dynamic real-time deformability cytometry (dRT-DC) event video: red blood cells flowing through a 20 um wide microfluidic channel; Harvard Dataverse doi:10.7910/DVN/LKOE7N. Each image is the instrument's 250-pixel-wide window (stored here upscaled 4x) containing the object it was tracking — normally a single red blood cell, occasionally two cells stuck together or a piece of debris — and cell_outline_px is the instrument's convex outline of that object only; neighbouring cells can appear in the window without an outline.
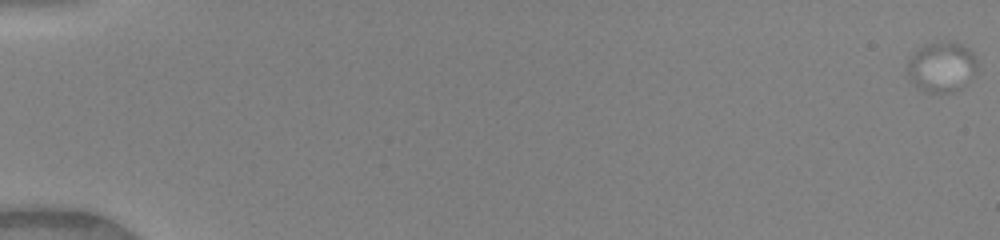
{"species": "human", "species_latin": "Homo sapiens", "temperature_condition": "warm", "stored_images_in_passage": 20, "camera_frame_rate_fps": 3000, "um_per_image_px": 0.085, "donor": {"sex": "female"}, "frame": {"image": 1, "passage_image": 1, "time_ms": 0.0, "image_size_px": [1000, 240], "cell_outline_px": [[976, 72], [960, 88], [952, 92], [928, 92], [920, 88], [908, 76], [908, 60], [924, 44], [960, 44], [968, 48], [972, 52], [976, 60]], "centroid_in_image_um": [80.05, 5.71], "position_along_channel_um": 5.0, "area_um2": 19.54}}
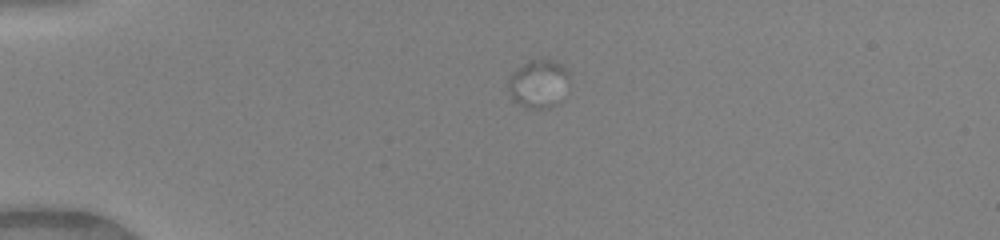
{"frame": {"image": 2, "passage_image": 15, "time_ms": 4.667, "image_size_px": [1000, 240], "cell_outline_px": [[568, 84], [560, 100], [556, 104], [548, 108], [528, 108], [512, 100], [508, 92], [508, 76], [528, 60], [556, 60], [568, 72]], "centroid_in_image_um": [45.74, 7.12], "position_along_channel_um": 39.3, "area_um2": 17.11}}